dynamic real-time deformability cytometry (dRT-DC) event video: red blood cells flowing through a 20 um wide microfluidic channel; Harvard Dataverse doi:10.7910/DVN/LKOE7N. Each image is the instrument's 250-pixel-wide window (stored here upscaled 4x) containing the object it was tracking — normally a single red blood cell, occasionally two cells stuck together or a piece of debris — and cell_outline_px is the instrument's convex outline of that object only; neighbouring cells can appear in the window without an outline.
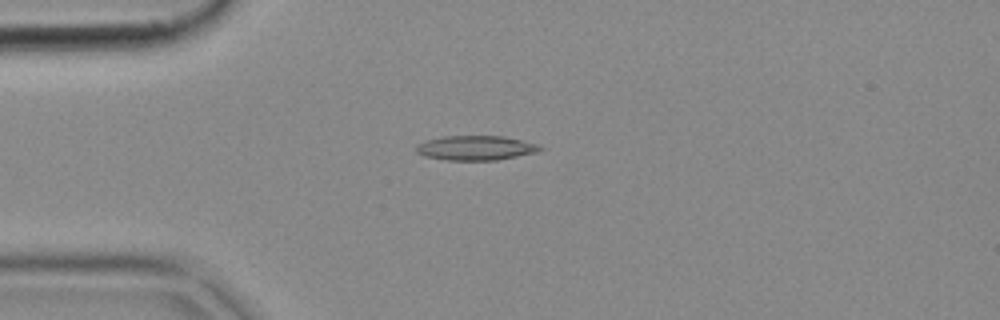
{"species": "common noctule bat (a hibernating species)", "species_latin": "Nyctalus noctula", "temperature_condition": "cold", "stored_images_in_passage": 51, "camera_frame_rate_fps": 3000, "um_per_image_px": 0.085, "animal": {"sex": "female", "body_mass_g": 18.4}, "frame": {"image": 1, "passage_image": 13, "time_ms": 4.0, "image_size_px": [1000, 320], "cell_outline_px": [[544, 148], [536, 152], [496, 160], [448, 160], [424, 156], [416, 152], [416, 144], [428, 140], [444, 136], [504, 136], [536, 144]], "centroid_in_image_um": [40.4, 12.57], "position_along_channel_um": 44.6, "area_um2": 17.51}}
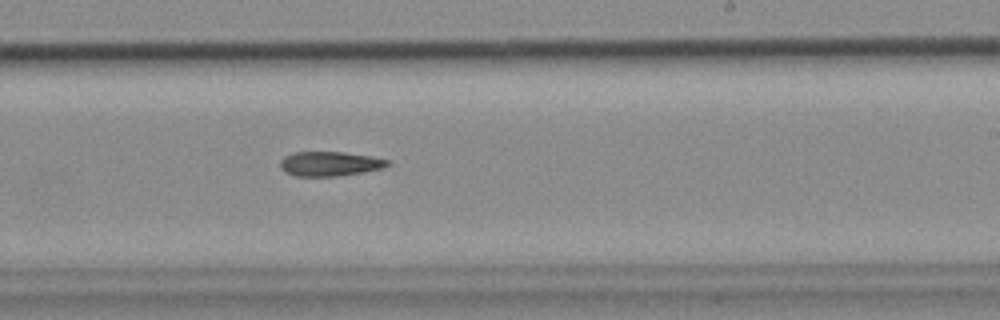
{"frame": {"image": 2, "passage_image": 31, "time_ms": 10.0, "image_size_px": [1000, 320], "cell_outline_px": [[392, 164], [384, 168], [364, 172], [340, 176], [296, 176], [284, 172], [280, 168], [280, 160], [284, 156], [292, 152], [344, 152], [372, 156], [392, 160]], "centroid_in_image_um": [28.07, 13.92], "position_along_channel_um": 260.9, "area_um2": 15.72}}
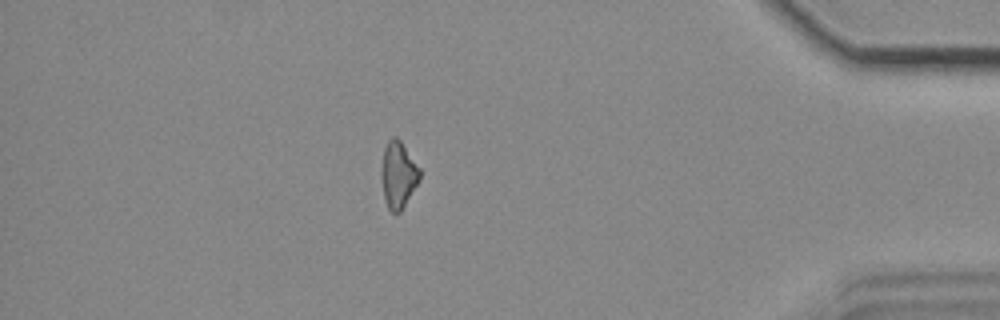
{"frame": {"image": 3, "passage_image": 45, "time_ms": 14.667, "image_size_px": [1000, 320], "cell_outline_px": [[420, 180], [400, 212], [396, 216], [388, 208], [384, 196], [380, 176], [380, 172], [384, 148], [388, 140], [392, 136], [396, 136], [400, 140], [420, 168]], "centroid_in_image_um": [33.84, 14.86], "position_along_channel_um": 401.4, "area_um2": 15.03}}